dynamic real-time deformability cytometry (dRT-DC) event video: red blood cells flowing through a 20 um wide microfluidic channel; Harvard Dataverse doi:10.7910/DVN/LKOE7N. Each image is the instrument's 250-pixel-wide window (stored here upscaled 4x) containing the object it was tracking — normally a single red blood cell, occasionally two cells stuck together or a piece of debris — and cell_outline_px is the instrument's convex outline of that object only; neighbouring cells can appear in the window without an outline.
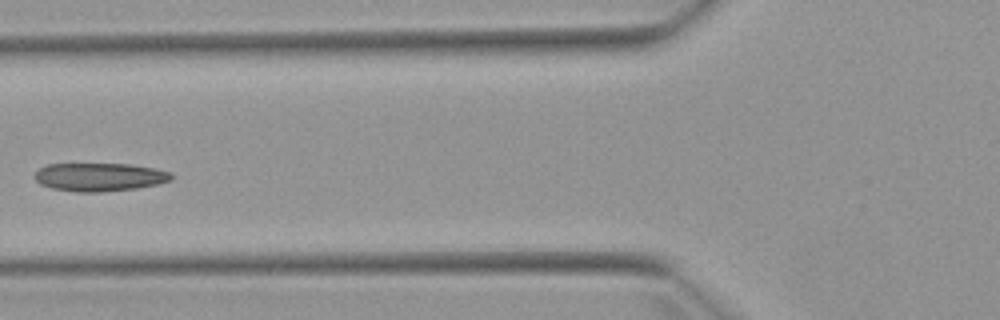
{"species": "Egyptian fruit bat (a non-hibernating species)", "species_latin": "Rousettus aegyptiacus", "temperature_condition": "warm", "stored_images_in_passage": 7, "camera_frame_rate_fps": 3000, "um_per_image_px": 0.085, "animal": {"sex": "female"}, "frame": {"image": 1, "passage_image": 6, "time_ms": 6.0, "image_size_px": [1000, 320], "cell_outline_px": [[172, 180], [160, 184], [136, 188], [100, 192], [76, 192], [52, 188], [40, 184], [32, 176], [40, 168], [48, 164], [132, 164], [156, 168], [172, 172]], "centroid_in_image_um": [8.49, 15.04], "position_along_channel_um": 117.3, "area_um2": 22.72}}
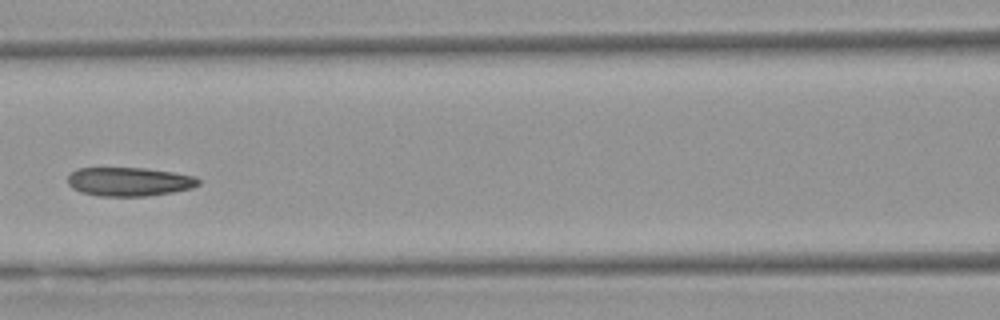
{"frame": {"image": 2, "passage_image": 7, "time_ms": 7.0, "image_size_px": [1000, 320], "cell_outline_px": [[200, 184], [192, 188], [172, 192], [148, 196], [96, 196], [80, 192], [72, 188], [68, 184], [68, 176], [76, 168], [144, 168], [172, 172], [196, 176], [200, 180]], "centroid_in_image_um": [10.97, 15.44], "position_along_channel_um": 155.6, "area_um2": 22.08}}